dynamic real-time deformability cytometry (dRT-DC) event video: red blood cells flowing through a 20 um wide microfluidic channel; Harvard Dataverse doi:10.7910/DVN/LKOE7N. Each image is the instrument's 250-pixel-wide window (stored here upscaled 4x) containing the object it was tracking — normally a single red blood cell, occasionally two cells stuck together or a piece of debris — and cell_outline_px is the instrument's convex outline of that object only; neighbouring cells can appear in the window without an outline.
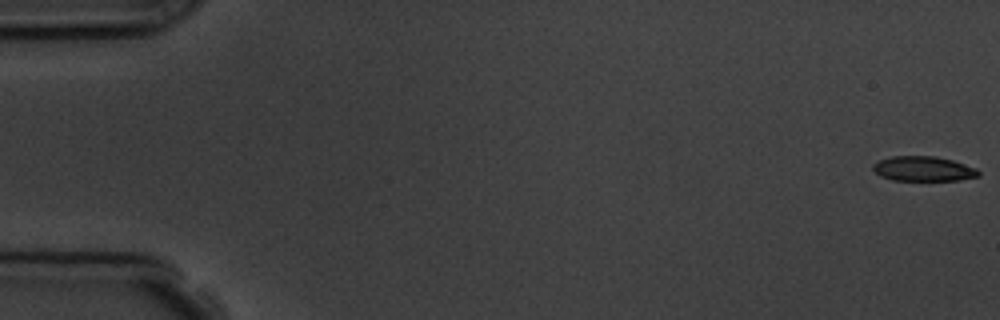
{"species": "common noctule bat (a hibernating species)", "species_latin": "Nyctalus noctula", "temperature_condition": "room temperature", "stored_images_in_passage": 6, "camera_frame_rate_fps": 3000, "um_per_image_px": 0.085, "animal": {"sex": "male", "body_mass_g": 19.5, "forearm_length_mm": 54.6}, "frame": {"image": 1, "passage_image": 1, "time_ms": 0.0, "image_size_px": [1000, 320], "cell_outline_px": [[980, 176], [960, 180], [892, 180], [880, 176], [872, 168], [872, 164], [880, 160], [892, 156], [936, 156], [952, 160], [976, 168], [980, 172]], "centroid_in_image_um": [78.49, 14.34], "position_along_channel_um": 6.5, "area_um2": 15.26}}